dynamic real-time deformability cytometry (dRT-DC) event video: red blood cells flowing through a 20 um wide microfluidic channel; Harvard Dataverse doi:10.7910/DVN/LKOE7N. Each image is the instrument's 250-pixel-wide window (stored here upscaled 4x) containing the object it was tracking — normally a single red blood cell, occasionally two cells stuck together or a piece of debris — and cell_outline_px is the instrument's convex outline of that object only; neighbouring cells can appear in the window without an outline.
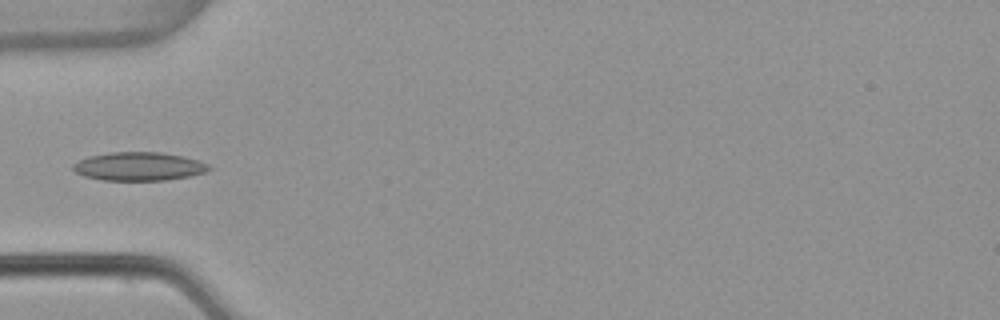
{"species": "common noctule bat (a hibernating species)", "species_latin": "Nyctalus noctula", "temperature_condition": "warm", "stored_images_in_passage": 37, "camera_frame_rate_fps": 3000, "um_per_image_px": 0.085, "animal": {"sex": "female", "body_mass_g": 22.7, "forearm_length_mm": 54.2}, "frame": {"image": 1, "passage_image": 1, "time_ms": 0.0, "image_size_px": [1000, 320], "cell_outline_px": [[212, 168], [204, 172], [188, 176], [164, 180], [104, 180], [84, 176], [76, 172], [72, 168], [72, 164], [88, 156], [108, 152], [160, 152], [184, 156], [208, 164]], "centroid_in_image_um": [11.77, 14.13], "position_along_channel_um": 73.2, "area_um2": 22.43}}
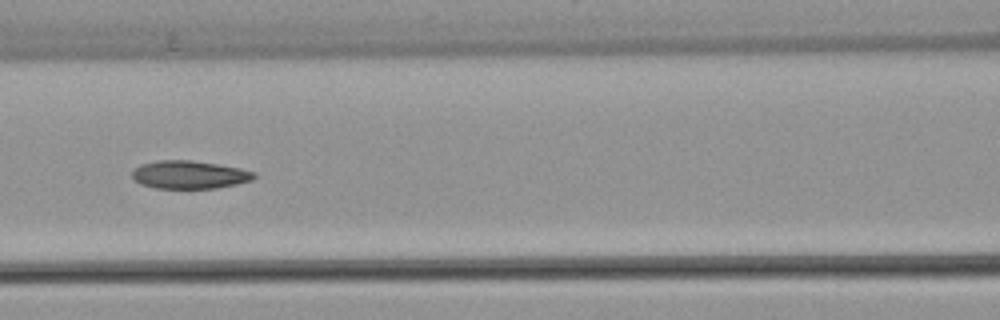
{"frame": {"image": 2, "passage_image": 7, "time_ms": 2.0, "image_size_px": [1000, 320], "cell_outline_px": [[256, 176], [252, 180], [236, 184], [216, 188], [156, 188], [140, 184], [132, 176], [132, 168], [140, 164], [160, 160], [192, 160], [240, 168], [256, 172]], "centroid_in_image_um": [16.08, 14.84], "position_along_channel_um": 150.5, "area_um2": 19.94}}
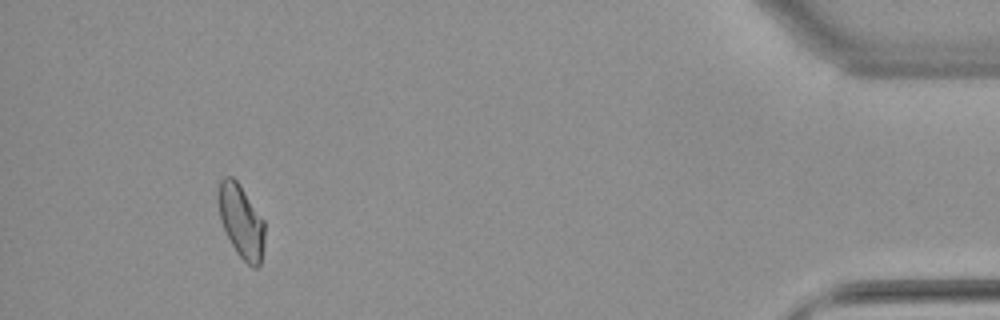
{"frame": {"image": 3, "passage_image": 33, "time_ms": 10.667, "image_size_px": [1000, 320], "cell_outline_px": [[264, 240], [260, 264], [256, 268], [252, 268], [236, 252], [220, 220], [216, 196], [220, 180], [224, 176], [232, 176], [240, 184], [264, 220]], "centroid_in_image_um": [20.48, 18.76], "position_along_channel_um": 414.7, "area_um2": 19.88}}